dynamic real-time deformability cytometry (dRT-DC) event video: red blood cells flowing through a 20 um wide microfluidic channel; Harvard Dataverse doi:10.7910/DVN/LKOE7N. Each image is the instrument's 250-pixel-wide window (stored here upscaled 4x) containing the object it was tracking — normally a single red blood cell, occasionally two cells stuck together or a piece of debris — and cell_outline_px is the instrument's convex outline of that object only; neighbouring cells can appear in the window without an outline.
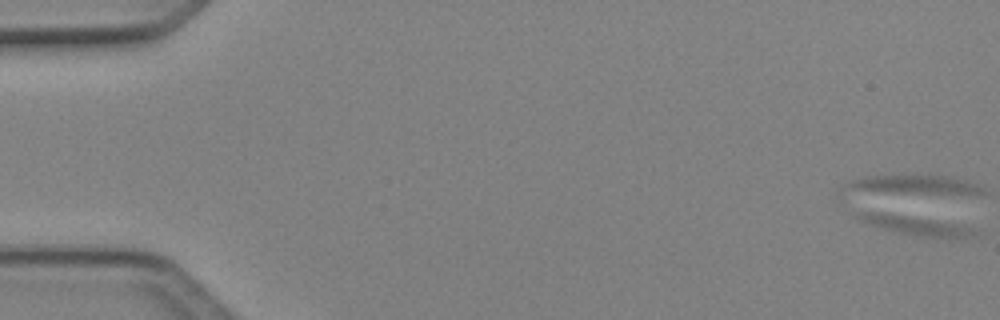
{"species": "Egyptian fruit bat (a non-hibernating species)", "species_latin": "Rousettus aegyptiacus", "temperature_condition": "cold", "stored_images_in_passage": 8, "camera_frame_rate_fps": 3000, "um_per_image_px": 0.085, "animal": {"sex": "female"}, "frame": {"image": 1, "passage_image": 1, "time_ms": 0.0, "image_size_px": [1000, 320], "cell_outline_px": [[980, 232], [972, 236], [920, 236], [900, 232], [884, 228], [872, 224], [856, 216], [860, 212], [876, 212], [932, 220], [972, 228]], "centroid_in_image_um": [77.85, 19.15], "position_along_channel_um": 7.1, "area_um2": 11.5}}